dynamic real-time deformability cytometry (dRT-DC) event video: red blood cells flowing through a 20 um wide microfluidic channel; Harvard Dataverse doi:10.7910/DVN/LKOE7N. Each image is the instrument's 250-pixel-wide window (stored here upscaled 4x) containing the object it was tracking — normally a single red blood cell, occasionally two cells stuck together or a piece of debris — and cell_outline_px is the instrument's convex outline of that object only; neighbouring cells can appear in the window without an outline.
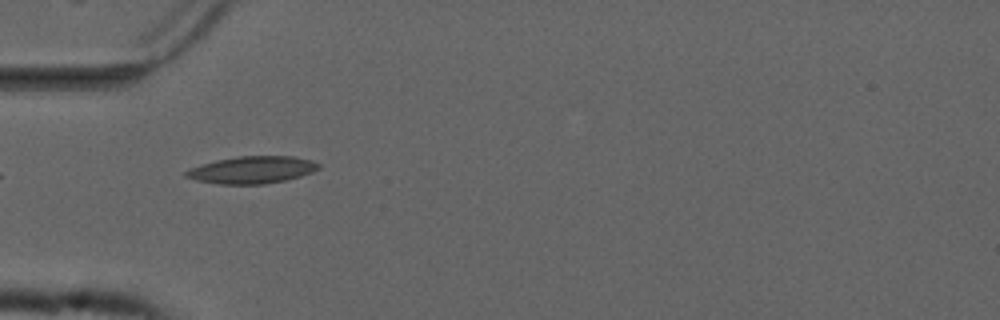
{"species": "common noctule bat (a hibernating species)", "species_latin": "Nyctalus noctula", "temperature_condition": "cold", "stored_images_in_passage": 40, "camera_frame_rate_fps": 3000, "um_per_image_px": 0.085, "animal": {"sex": "male", "forearm_length_mm": 52.5}, "frame": {"image": 1, "passage_image": 2, "time_ms": 0.333, "image_size_px": [1000, 320], "cell_outline_px": [[320, 168], [312, 172], [300, 176], [284, 180], [264, 184], [216, 184], [196, 180], [184, 176], [184, 172], [192, 168], [216, 160], [240, 156], [296, 156], [312, 160], [320, 164]], "centroid_in_image_um": [21.45, 14.43], "position_along_channel_um": 63.5, "area_um2": 20.92}}
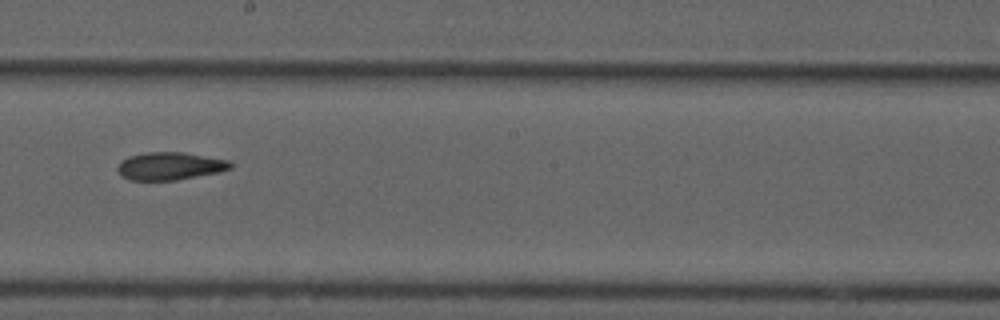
{"frame": {"image": 2, "passage_image": 16, "time_ms": 5.0, "image_size_px": [1000, 320], "cell_outline_px": [[232, 168], [220, 172], [176, 180], [128, 180], [116, 168], [120, 160], [128, 156], [148, 152], [184, 152], [228, 160], [232, 164]], "centroid_in_image_um": [14.44, 14.11], "position_along_channel_um": 233.8, "area_um2": 18.26}}
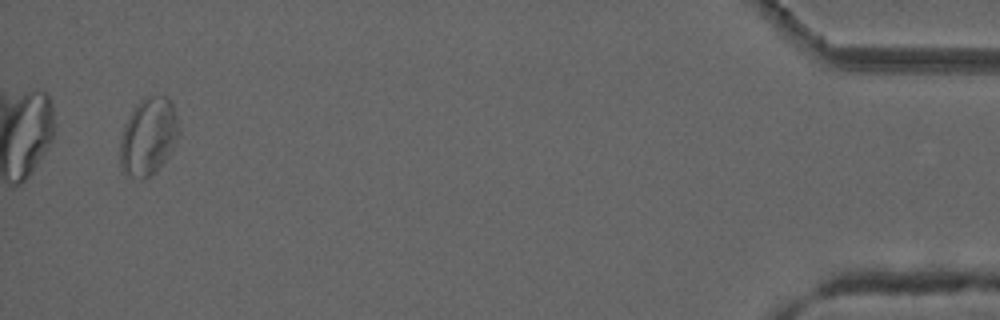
{"frame": {"image": 3, "passage_image": 38, "time_ms": 12.333, "image_size_px": [1000, 320], "cell_outline_px": [[180, 136], [172, 152], [148, 176], [140, 180], [128, 176], [120, 172], [120, 140], [124, 124], [128, 116], [136, 104], [140, 100], [148, 96], [164, 96], [172, 100], [180, 128]], "centroid_in_image_um": [12.61, 11.6], "position_along_channel_um": 422.6, "area_um2": 26.93}, "authors_computed_cell_mechanics": {"area_um2": 19.3919, "velocity_mm_per_s": 3.6839, "shape_relaxation_time_tau1_ms": null, "shape_relaxation_time_tau2_ms": 4.9894, "deformation_change_tau1": null, "deformation_change_tau2": 0.1185}}